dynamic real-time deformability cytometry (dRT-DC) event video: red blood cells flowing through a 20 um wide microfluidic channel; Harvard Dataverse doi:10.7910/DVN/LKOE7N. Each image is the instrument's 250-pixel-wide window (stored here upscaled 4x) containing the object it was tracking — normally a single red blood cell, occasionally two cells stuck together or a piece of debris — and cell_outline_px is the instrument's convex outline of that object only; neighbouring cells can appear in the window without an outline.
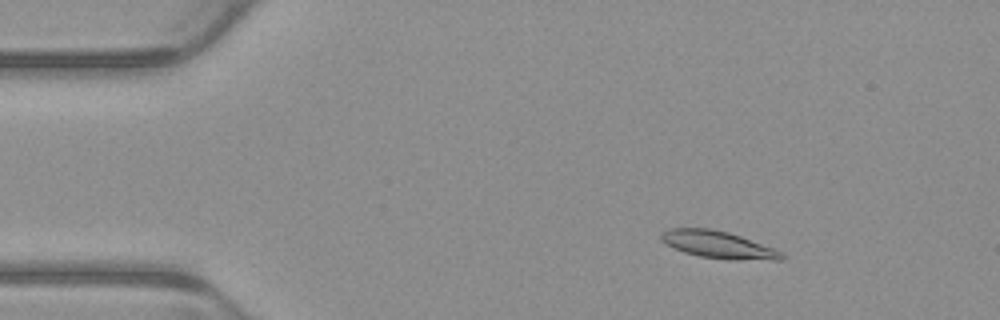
{"species": "common noctule bat (a hibernating species)", "species_latin": "Nyctalus noctula", "temperature_condition": "warm", "stored_images_in_passage": 4, "camera_frame_rate_fps": 3000, "um_per_image_px": 0.085, "animal": {"sex": "male", "body_mass_g": 23.1, "forearm_length_mm": 52.7}, "frame": {"image": 1, "passage_image": 2, "time_ms": 0.333, "image_size_px": [1000, 320], "cell_outline_px": [[788, 256], [784, 260], [736, 260], [700, 256], [684, 252], [664, 244], [660, 240], [660, 232], [668, 228], [708, 228], [728, 232], [776, 248]], "centroid_in_image_um": [61.08, 20.8], "position_along_channel_um": 23.9, "area_um2": 19.42}}
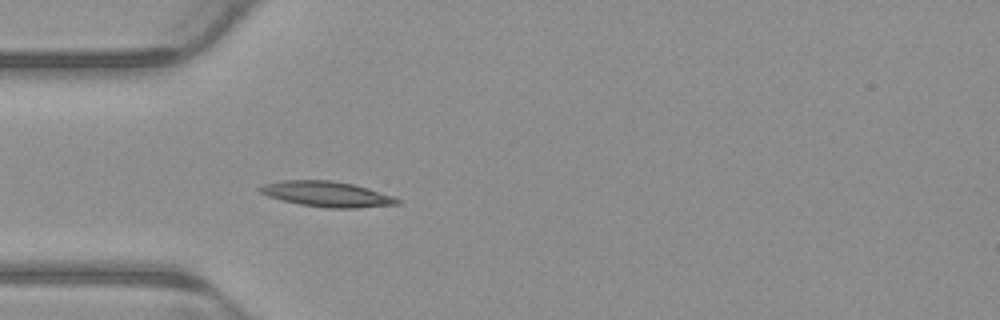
{"frame": {"image": 2, "passage_image": 4, "time_ms": 1.0, "image_size_px": [1000, 320], "cell_outline_px": [[400, 204], [356, 208], [328, 208], [300, 204], [280, 200], [268, 196], [260, 192], [256, 188], [264, 184], [280, 180], [332, 180], [352, 184], [368, 188], [392, 196], [400, 200]], "centroid_in_image_um": [27.75, 16.49], "position_along_channel_um": 57.3, "area_um2": 20.35}}